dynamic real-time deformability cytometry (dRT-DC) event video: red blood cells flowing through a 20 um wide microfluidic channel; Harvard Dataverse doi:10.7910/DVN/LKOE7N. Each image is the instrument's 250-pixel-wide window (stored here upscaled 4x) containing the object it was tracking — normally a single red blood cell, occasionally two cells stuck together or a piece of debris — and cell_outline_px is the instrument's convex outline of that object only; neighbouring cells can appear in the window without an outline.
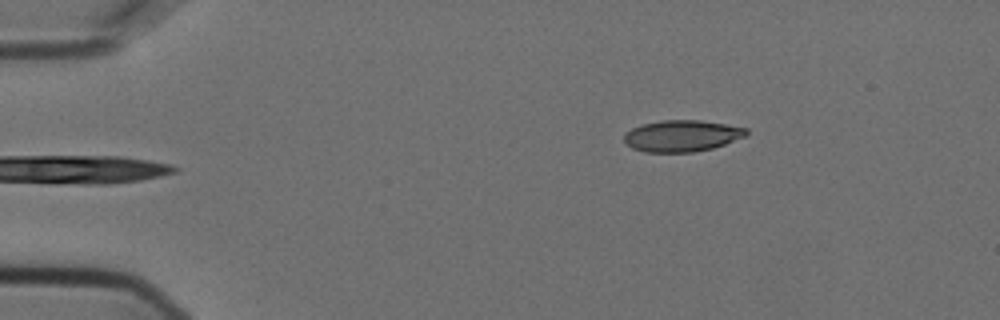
{"species": "Egyptian fruit bat (a non-hibernating species)", "species_latin": "Rousettus aegyptiacus", "temperature_condition": "cold", "stored_images_in_passage": 2, "camera_frame_rate_fps": 3000, "um_per_image_px": 0.085, "animal": {"sex": "female"}, "frame": {"image": 1, "passage_image": 2, "time_ms": 0.333, "image_size_px": [1000, 320], "cell_outline_px": [[748, 136], [712, 148], [692, 152], [644, 152], [632, 148], [624, 140], [624, 136], [632, 128], [640, 124], [660, 120], [700, 120], [748, 128]], "centroid_in_image_um": [57.98, 11.54], "position_along_channel_um": 27.0, "area_um2": 22.43}}